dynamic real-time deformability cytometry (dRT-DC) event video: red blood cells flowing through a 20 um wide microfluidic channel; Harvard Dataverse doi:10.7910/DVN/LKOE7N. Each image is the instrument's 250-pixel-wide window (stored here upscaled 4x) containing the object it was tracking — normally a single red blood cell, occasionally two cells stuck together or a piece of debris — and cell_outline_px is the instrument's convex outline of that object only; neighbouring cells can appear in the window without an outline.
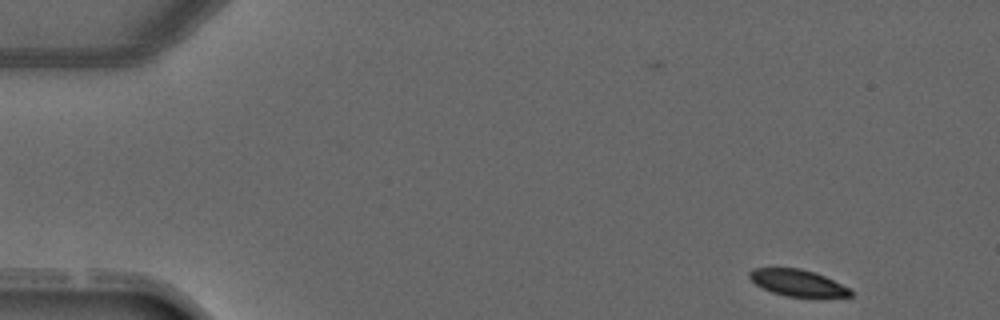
{"species": "common noctule bat (a hibernating species)", "species_latin": "Nyctalus noctula", "temperature_condition": "warm", "stored_images_in_passage": 4, "camera_frame_rate_fps": 3000, "um_per_image_px": 0.085, "animal": {"sex": "male", "forearm_length_mm": 52.5}, "frame": {"image": 1, "passage_image": 1, "time_ms": 0.0, "image_size_px": [1000, 320], "cell_outline_px": [[852, 296], [784, 296], [772, 292], [756, 284], [748, 276], [748, 272], [752, 268], [800, 268], [824, 276], [852, 288]], "centroid_in_image_um": [67.79, 24.03], "position_along_channel_um": 17.2, "area_um2": 15.43}}
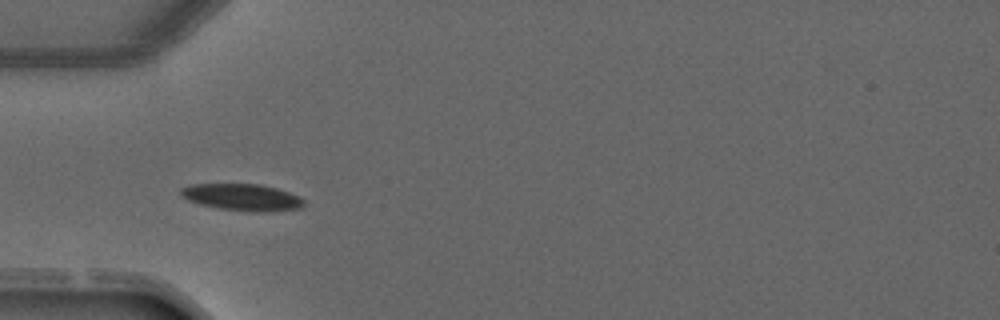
{"frame": {"image": 2, "passage_image": 4, "time_ms": 3.333, "image_size_px": [1000, 320], "cell_outline_px": [[304, 204], [300, 208], [272, 212], [256, 212], [220, 208], [200, 204], [188, 200], [180, 196], [180, 188], [192, 184], [260, 184], [276, 188], [300, 196], [304, 200]], "centroid_in_image_um": [20.59, 16.76], "position_along_channel_um": 64.4, "area_um2": 19.25}}